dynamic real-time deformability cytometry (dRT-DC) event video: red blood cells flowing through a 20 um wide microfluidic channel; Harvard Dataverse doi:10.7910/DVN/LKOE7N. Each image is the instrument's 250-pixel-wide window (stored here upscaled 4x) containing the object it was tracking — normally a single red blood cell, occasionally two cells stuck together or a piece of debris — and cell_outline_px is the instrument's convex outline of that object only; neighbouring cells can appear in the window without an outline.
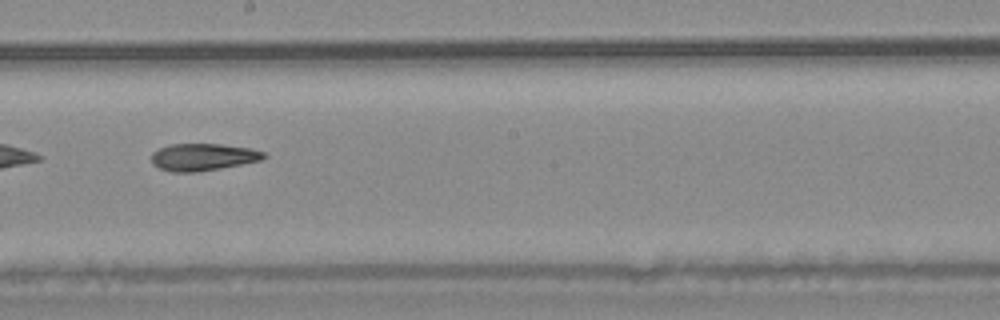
{"species": "common noctule bat (a hibernating species)", "species_latin": "Nyctalus noctula", "temperature_condition": "warm", "stored_images_in_passage": 36, "camera_frame_rate_fps": 3000, "um_per_image_px": 0.085, "animal": {"sex": "male", "body_mass_g": 20.4}, "frame": {"image": 1, "passage_image": 16, "time_ms": 5.0, "image_size_px": [1000, 320], "cell_outline_px": [[268, 156], [260, 160], [220, 168], [196, 172], [172, 172], [160, 168], [152, 164], [152, 152], [160, 148], [172, 144], [220, 144], [252, 148], [264, 152]], "centroid_in_image_um": [17.25, 13.34], "position_along_channel_um": 230.9, "area_um2": 17.69}, "authors_computed_cell_mechanics": {"area_um2": 18.1781, "velocity_mm_per_s": 3.7541, "shape_relaxation_time_tau1_ms": 6.6015, "shape_relaxation_time_tau2_ms": null, "deformation_change_tau1": 0.1773, "deformation_change_tau2": null}}